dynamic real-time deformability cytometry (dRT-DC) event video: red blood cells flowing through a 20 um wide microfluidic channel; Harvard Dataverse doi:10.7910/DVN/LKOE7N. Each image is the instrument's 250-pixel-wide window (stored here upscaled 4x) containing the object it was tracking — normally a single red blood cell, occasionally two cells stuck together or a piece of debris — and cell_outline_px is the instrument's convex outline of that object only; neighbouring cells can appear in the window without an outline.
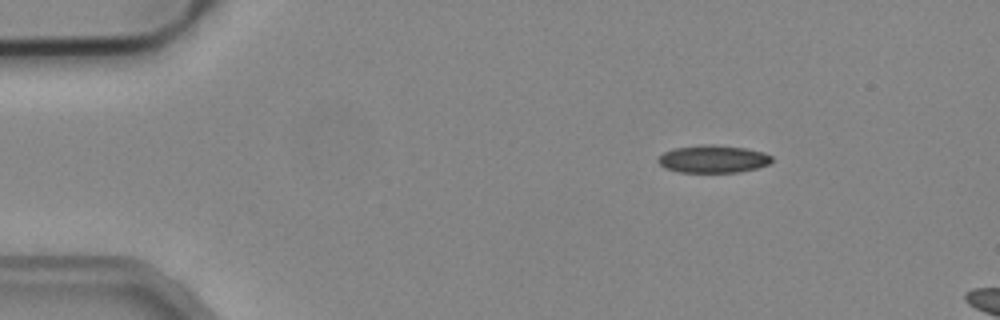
{"species": "common noctule bat (a hibernating species)", "species_latin": "Nyctalus noctula", "temperature_condition": "cold", "stored_images_in_passage": 2, "camera_frame_rate_fps": 3000, "um_per_image_px": 0.085, "animal": {"sex": "male", "body_mass_g": 19.2, "forearm_length_mm": 51.8}, "frame": {"image": 1, "passage_image": 1, "time_ms": 0.0, "image_size_px": [1000, 320], "cell_outline_px": [[772, 160], [768, 164], [756, 168], [740, 172], [680, 172], [664, 168], [656, 160], [664, 152], [676, 148], [712, 144], [744, 148], [764, 152], [772, 156]], "centroid_in_image_um": [60.62, 13.52], "position_along_channel_um": 24.4, "area_um2": 18.09}}